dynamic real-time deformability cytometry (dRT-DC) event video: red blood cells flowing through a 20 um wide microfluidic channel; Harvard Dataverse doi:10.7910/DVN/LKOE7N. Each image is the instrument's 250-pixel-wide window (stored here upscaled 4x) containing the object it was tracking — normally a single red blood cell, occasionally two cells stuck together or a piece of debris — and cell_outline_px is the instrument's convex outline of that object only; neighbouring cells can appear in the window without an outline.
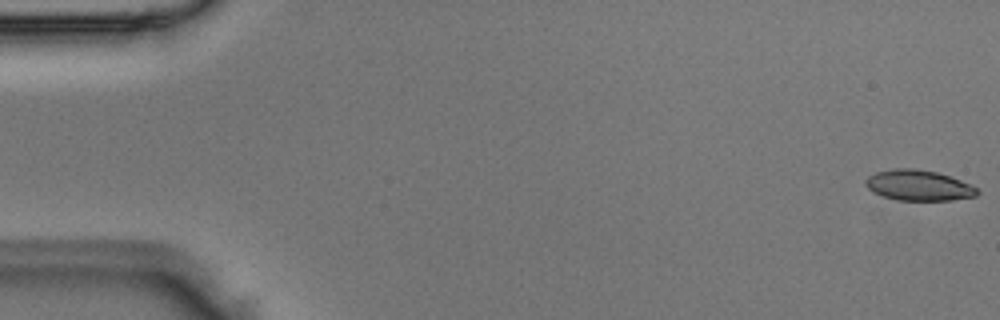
{"species": "Egyptian fruit bat (a non-hibernating species)", "species_latin": "Rousettus aegyptiacus", "temperature_condition": "room temperature", "stored_images_in_passage": 15, "camera_frame_rate_fps": 3000, "um_per_image_px": 0.085, "animal": {"sex": "male"}, "frame": {"image": 1, "passage_image": 1, "time_ms": 0.0, "image_size_px": [1000, 320], "cell_outline_px": [[980, 192], [976, 196], [952, 200], [900, 200], [884, 196], [872, 192], [864, 184], [864, 180], [868, 176], [876, 172], [892, 168], [916, 168], [936, 172], [972, 184]], "centroid_in_image_um": [78.07, 15.75], "position_along_channel_um": 6.9, "area_um2": 19.94}}
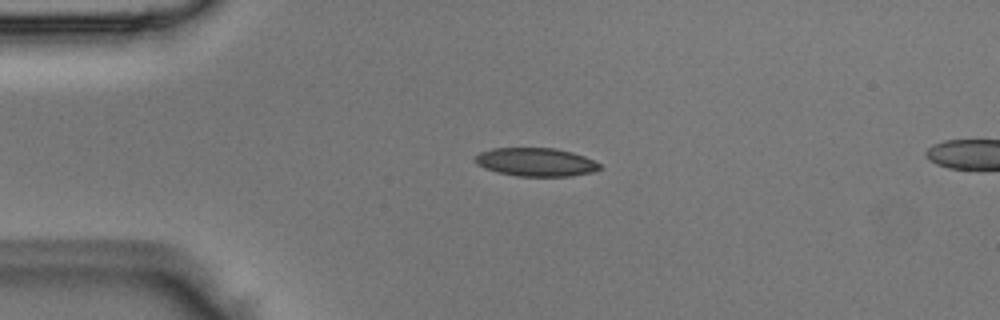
{"frame": {"image": 2, "passage_image": 12, "time_ms": 3.667, "image_size_px": [1000, 320], "cell_outline_px": [[604, 168], [592, 172], [572, 176], [516, 176], [484, 168], [476, 164], [476, 156], [480, 152], [492, 148], [556, 148], [572, 152], [584, 156], [600, 164]], "centroid_in_image_um": [45.58, 13.77], "position_along_channel_um": 39.4, "area_um2": 20.58}}